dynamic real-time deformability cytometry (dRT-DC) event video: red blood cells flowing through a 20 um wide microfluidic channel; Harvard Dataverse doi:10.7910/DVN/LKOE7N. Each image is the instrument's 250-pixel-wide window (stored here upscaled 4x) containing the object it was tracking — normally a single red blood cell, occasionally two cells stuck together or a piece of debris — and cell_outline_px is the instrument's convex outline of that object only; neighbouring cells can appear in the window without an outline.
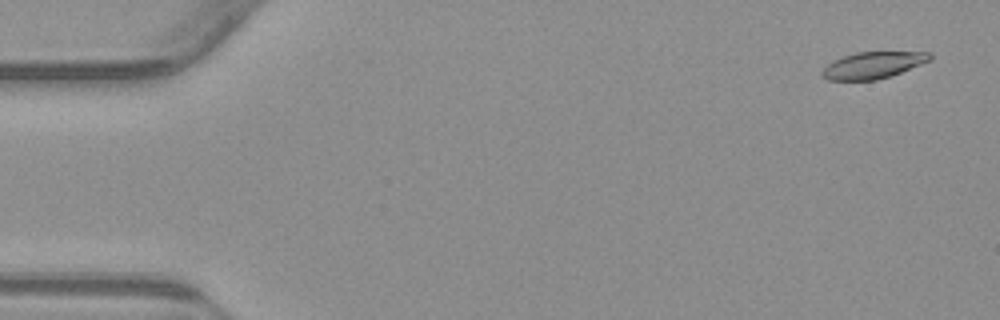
{"species": "common noctule bat (a hibernating species)", "species_latin": "Nyctalus noctula", "temperature_condition": "warm", "stored_images_in_passage": 54, "camera_frame_rate_fps": 3000, "um_per_image_px": 0.085, "animal": {"sex": "male", "body_mass_g": 23.1, "forearm_length_mm": 52.7}, "frame": {"image": 1, "passage_image": 2, "time_ms": 0.333, "image_size_px": [1000, 320], "cell_outline_px": [[932, 60], [900, 72], [876, 80], [828, 80], [820, 76], [820, 72], [832, 60], [856, 52], [932, 52]], "centroid_in_image_um": [74.18, 5.53], "position_along_channel_um": 10.8, "area_um2": 16.7}}
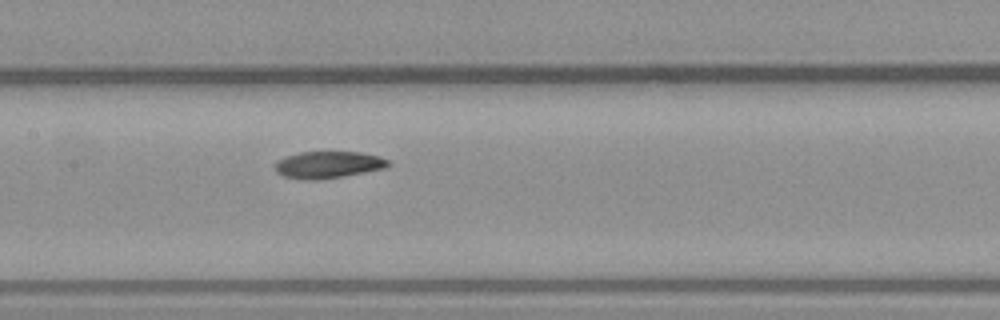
{"frame": {"image": 2, "passage_image": 26, "time_ms": 8.333, "image_size_px": [1000, 320], "cell_outline_px": [[392, 164], [384, 168], [344, 176], [320, 180], [300, 180], [284, 176], [276, 172], [276, 160], [300, 152], [360, 152], [380, 156], [388, 160]], "centroid_in_image_um": [27.9, 14.01], "position_along_channel_um": 179.5, "area_um2": 17.8}}
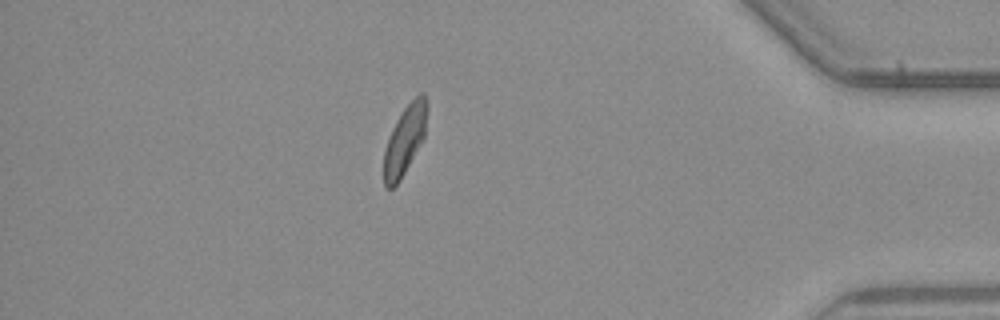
{"frame": {"image": 3, "passage_image": 47, "time_ms": 15.333, "image_size_px": [1000, 320], "cell_outline_px": [[428, 108], [424, 136], [420, 144], [400, 180], [392, 188], [384, 188], [384, 152], [392, 128], [396, 120], [404, 108], [420, 92], [424, 92], [428, 104]], "centroid_in_image_um": [34.42, 11.87], "position_along_channel_um": 400.8, "area_um2": 17.17}, "authors_computed_cell_mechanics": {"area_um2": 17.8313, "velocity_mm_per_s": 3.7973, "shape_relaxation_time_tau1_ms": 8.2801, "shape_relaxation_time_tau2_ms": 4.671, "deformation_change_tau1": 0.1736, "deformation_change_tau2": 0.104}}